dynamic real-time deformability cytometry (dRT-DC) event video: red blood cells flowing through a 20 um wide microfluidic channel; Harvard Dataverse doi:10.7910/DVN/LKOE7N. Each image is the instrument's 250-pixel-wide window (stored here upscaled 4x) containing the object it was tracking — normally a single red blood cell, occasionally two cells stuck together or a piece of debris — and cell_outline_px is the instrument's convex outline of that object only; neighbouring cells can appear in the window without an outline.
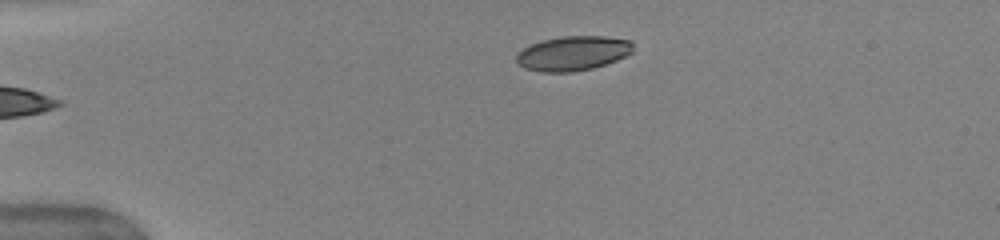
{"species": "human", "species_latin": "Homo sapiens", "temperature_condition": "warm", "stored_images_in_passage": 33, "camera_frame_rate_fps": 3000, "um_per_image_px": 0.085, "donor": {"sex": "female"}, "frame": {"image": 1, "passage_image": 1, "time_ms": 0.0, "image_size_px": [1000, 240], "cell_outline_px": [[632, 52], [616, 60], [592, 68], [572, 72], [540, 72], [524, 68], [516, 64], [516, 56], [524, 48], [532, 44], [544, 40], [564, 36], [604, 36], [632, 40]], "centroid_in_image_um": [48.68, 4.54], "position_along_channel_um": 36.3, "area_um2": 23.35}, "authors_computed_cell_mechanics": {"area_um2": 25.3164, "velocity_mm_per_s": 4.0846, "shape_relaxation_time_tau1_ms": 5.176, "shape_relaxation_time_tau2_ms": 1.0514, "deformation_change_tau1": 0.1732, "deformation_change_tau2": 0.0634}}